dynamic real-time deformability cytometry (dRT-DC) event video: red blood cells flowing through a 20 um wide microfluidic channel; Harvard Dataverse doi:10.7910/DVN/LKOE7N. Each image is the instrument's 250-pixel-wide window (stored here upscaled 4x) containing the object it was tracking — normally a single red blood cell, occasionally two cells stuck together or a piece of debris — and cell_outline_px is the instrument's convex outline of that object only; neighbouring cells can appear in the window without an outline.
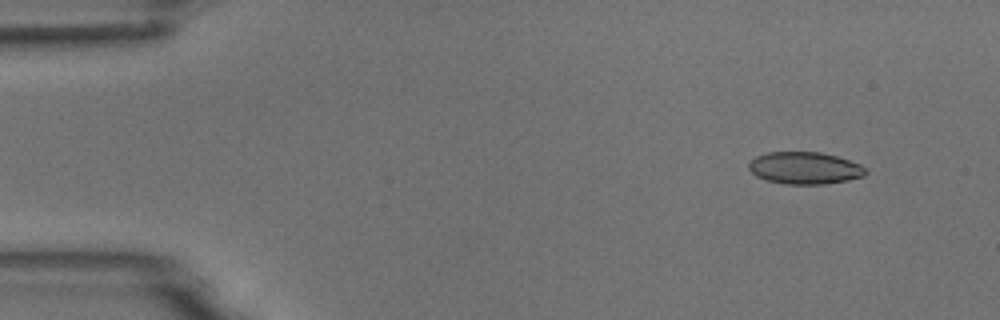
{"species": "common noctule bat (a hibernating species)", "species_latin": "Nyctalus noctula", "temperature_condition": "room temperature", "stored_images_in_passage": 4, "camera_frame_rate_fps": 3000, "um_per_image_px": 0.085, "animal": {"sex": "male", "body_mass_g": 18.8}, "frame": {"image": 1, "passage_image": 1, "time_ms": 0.0, "image_size_px": [1000, 320], "cell_outline_px": [[868, 172], [864, 176], [848, 180], [824, 184], [784, 184], [768, 180], [756, 176], [748, 168], [748, 164], [756, 156], [768, 152], [820, 152], [836, 156], [860, 164]], "centroid_in_image_um": [68.4, 14.28], "position_along_channel_um": 16.6, "area_um2": 21.79}}
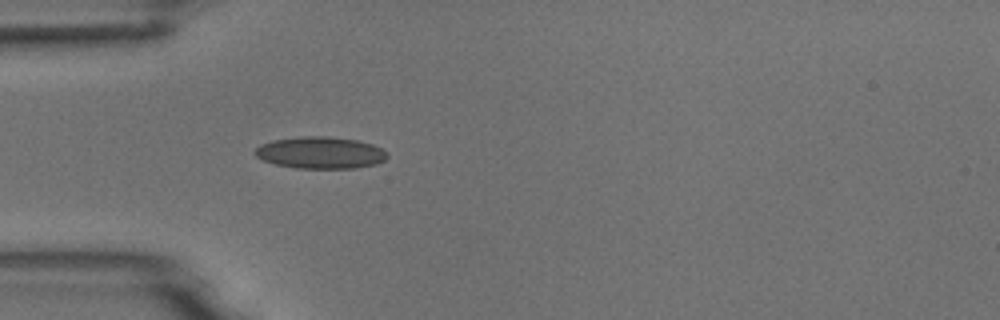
{"frame": {"image": 2, "passage_image": 4, "time_ms": 1.0, "image_size_px": [1000, 320], "cell_outline_px": [[388, 156], [384, 160], [376, 164], [356, 168], [296, 168], [276, 164], [264, 160], [256, 156], [252, 152], [260, 144], [272, 140], [300, 136], [328, 136], [356, 140], [372, 144], [388, 152]], "centroid_in_image_um": [27.22, 12.97], "position_along_channel_um": 57.8, "area_um2": 24.62}}